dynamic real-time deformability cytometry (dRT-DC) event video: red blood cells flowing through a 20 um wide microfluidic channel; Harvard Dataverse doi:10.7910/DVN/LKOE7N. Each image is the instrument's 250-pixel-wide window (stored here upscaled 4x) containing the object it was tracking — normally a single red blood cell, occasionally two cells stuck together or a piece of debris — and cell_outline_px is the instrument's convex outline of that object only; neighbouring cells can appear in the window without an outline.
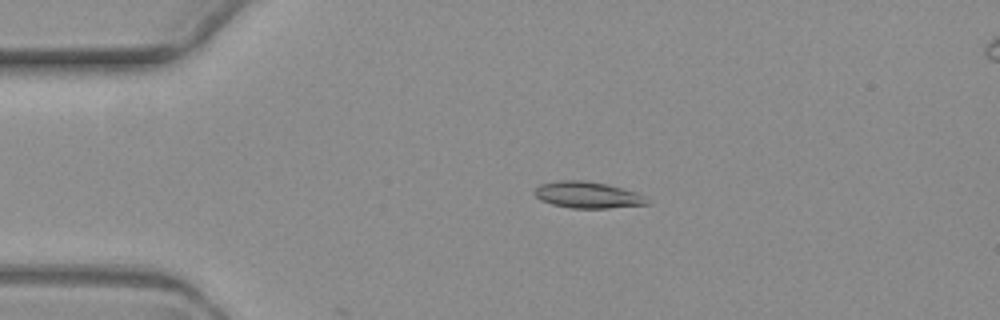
{"species": "common noctule bat (a hibernating species)", "species_latin": "Nyctalus noctula", "temperature_condition": "warm", "stored_images_in_passage": 5, "camera_frame_rate_fps": 3000, "um_per_image_px": 0.085, "animal": {"sex": "female", "body_mass_g": 19.3, "forearm_length_mm": 54.1}, "frame": {"image": 1, "passage_image": 3, "time_ms": 3.333, "image_size_px": [1000, 320], "cell_outline_px": [[648, 204], [608, 208], [572, 208], [552, 204], [540, 200], [532, 192], [540, 184], [564, 180], [580, 180], [604, 184], [636, 192], [644, 196]], "centroid_in_image_um": [49.89, 16.57], "position_along_channel_um": 35.1, "area_um2": 16.99}}